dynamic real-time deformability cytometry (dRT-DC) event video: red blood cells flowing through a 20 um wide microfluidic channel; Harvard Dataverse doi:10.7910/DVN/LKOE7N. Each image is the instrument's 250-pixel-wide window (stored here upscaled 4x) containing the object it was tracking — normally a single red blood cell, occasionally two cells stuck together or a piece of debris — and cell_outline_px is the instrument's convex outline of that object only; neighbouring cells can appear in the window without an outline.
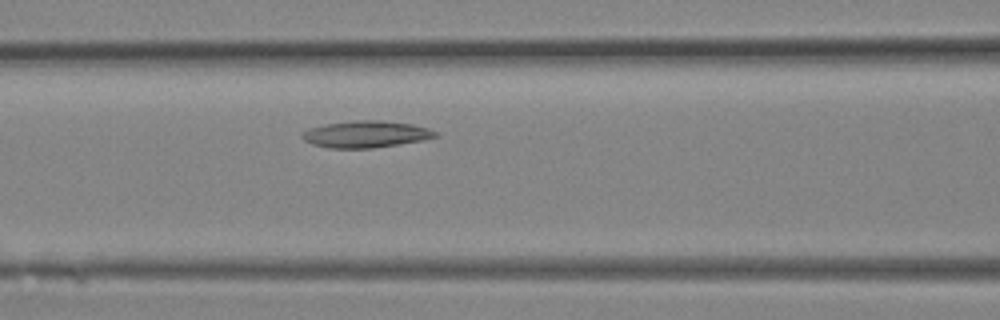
{"species": "Egyptian fruit bat (a non-hibernating species)", "species_latin": "Rousettus aegyptiacus", "temperature_condition": "room temperature", "stored_images_in_passage": 24, "camera_frame_rate_fps": 3000, "um_per_image_px": 0.085, "animal": {"sex": "female"}, "frame": {"image": 1, "passage_image": 8, "time_ms": 2.333, "image_size_px": [1000, 320], "cell_outline_px": [[440, 136], [424, 140], [372, 148], [328, 148], [312, 144], [304, 140], [300, 136], [300, 132], [308, 128], [324, 124], [356, 120], [380, 120], [412, 124], [428, 128], [436, 132]], "centroid_in_image_um": [31.07, 11.4], "position_along_channel_um": 135.5, "area_um2": 20.92}}
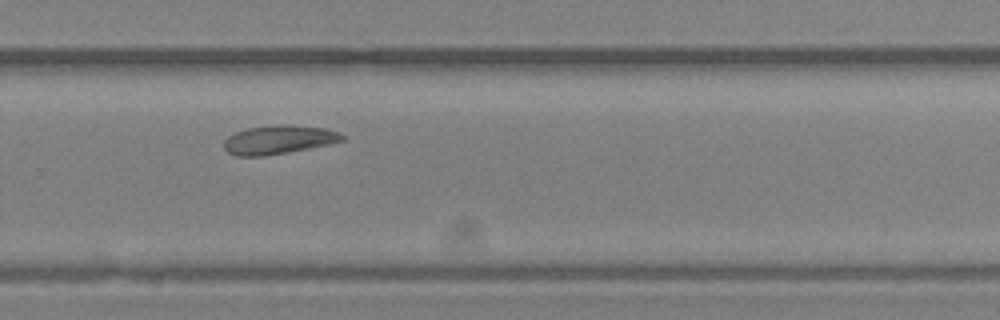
{"frame": {"image": 2, "passage_image": 15, "time_ms": 4.667, "image_size_px": [1000, 320], "cell_outline_px": [[344, 140], [328, 144], [288, 152], [264, 156], [236, 156], [228, 152], [224, 148], [224, 140], [228, 136], [236, 132], [248, 128], [280, 124], [324, 128], [340, 132], [344, 136]], "centroid_in_image_um": [23.66, 11.88], "position_along_channel_um": 306.1, "area_um2": 19.59}}
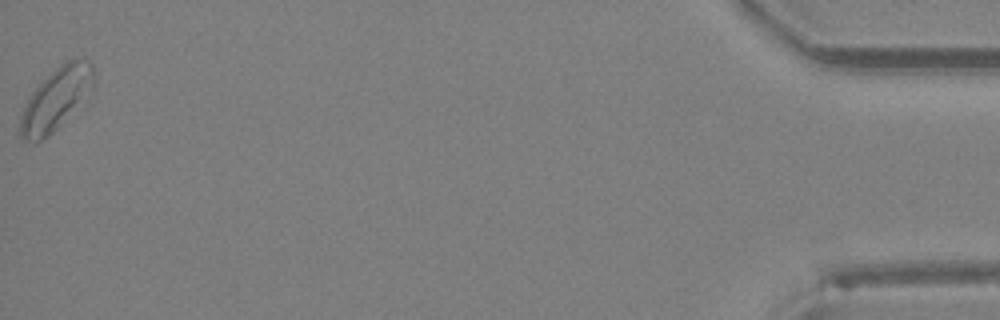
{"frame": {"image": 3, "passage_image": 24, "time_ms": 7.667, "image_size_px": [1000, 320], "cell_outline_px": [[96, 72], [92, 88], [56, 128], [48, 136], [40, 140], [24, 140], [20, 136], [20, 116], [32, 92], [60, 64], [68, 60], [80, 56], [88, 60], [92, 64]], "centroid_in_image_um": [4.78, 8.35], "position_along_channel_um": 430.4, "area_um2": 25.66}}